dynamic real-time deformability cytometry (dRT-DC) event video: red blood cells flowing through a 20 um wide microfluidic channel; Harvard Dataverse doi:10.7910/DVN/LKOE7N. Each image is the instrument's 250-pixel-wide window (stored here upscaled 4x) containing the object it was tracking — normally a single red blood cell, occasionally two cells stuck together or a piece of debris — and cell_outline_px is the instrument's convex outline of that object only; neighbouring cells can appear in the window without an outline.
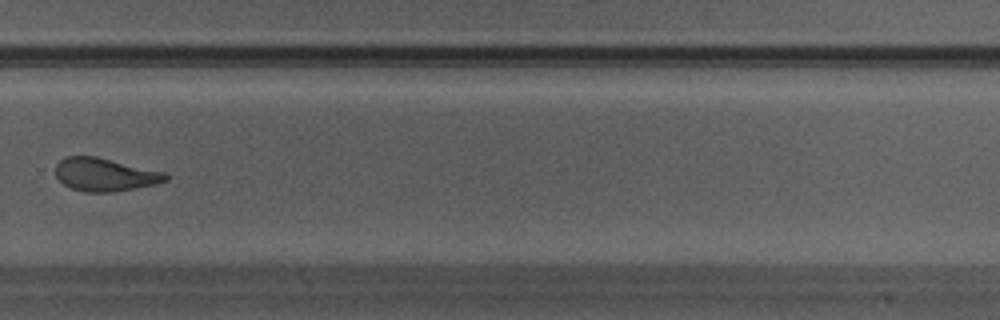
{"species": "Egyptian fruit bat (a non-hibernating species)", "species_latin": "Rousettus aegyptiacus", "temperature_condition": "warm", "stored_images_in_passage": 25, "camera_frame_rate_fps": 3000, "um_per_image_px": 0.085, "animal": {"sex": "male"}, "frame": {"image": 1, "passage_image": 18, "time_ms": 5.667, "image_size_px": [1000, 320], "cell_outline_px": [[168, 180], [156, 184], [112, 192], [84, 192], [72, 188], [64, 184], [56, 176], [56, 164], [60, 160], [68, 156], [96, 156], [164, 172], [168, 176]], "centroid_in_image_um": [8.91, 14.84], "position_along_channel_um": 320.9, "area_um2": 21.04}}